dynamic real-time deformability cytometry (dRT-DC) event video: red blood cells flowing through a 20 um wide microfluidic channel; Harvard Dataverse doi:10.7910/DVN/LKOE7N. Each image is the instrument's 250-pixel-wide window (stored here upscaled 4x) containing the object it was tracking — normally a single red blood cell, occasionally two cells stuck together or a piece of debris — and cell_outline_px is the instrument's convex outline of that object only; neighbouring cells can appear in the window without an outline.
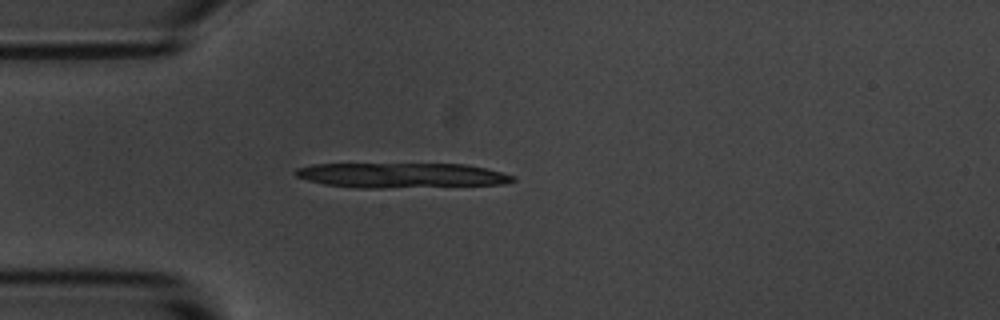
{"species": "common noctule bat (a hibernating species)", "species_latin": "Nyctalus noctula", "temperature_condition": "room temperature", "stored_images_in_passage": 2, "camera_frame_rate_fps": 3000, "um_per_image_px": 0.085, "animal": {"sex": "male", "body_mass_g": 20.1, "forearm_length_mm": 53.5}, "frame": {"image": 1, "passage_image": 1, "time_ms": 0.0, "image_size_px": [1000, 320], "cell_outline_px": [[516, 180], [504, 184], [384, 188], [356, 188], [324, 184], [308, 180], [296, 176], [292, 172], [296, 168], [312, 164], [464, 164], [484, 168], [516, 176]], "centroid_in_image_um": [34.09, 14.9], "position_along_channel_um": 50.9, "area_um2": 31.62}}